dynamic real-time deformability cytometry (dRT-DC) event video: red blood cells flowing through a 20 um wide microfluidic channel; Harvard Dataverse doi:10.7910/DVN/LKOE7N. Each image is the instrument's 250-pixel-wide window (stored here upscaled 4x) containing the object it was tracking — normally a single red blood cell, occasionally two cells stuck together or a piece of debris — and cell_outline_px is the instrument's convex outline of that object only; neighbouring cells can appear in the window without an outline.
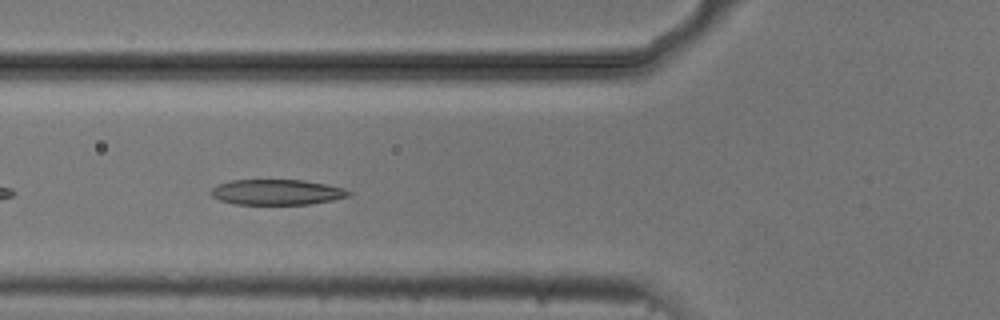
{"species": "common noctule bat (a hibernating species)", "species_latin": "Nyctalus noctula", "temperature_condition": "cold", "stored_images_in_passage": 10, "camera_frame_rate_fps": 3000, "um_per_image_px": 0.085, "animal": {"sex": "male", "body_mass_g": 20.5, "forearm_length_mm": 52.5}, "frame": {"image": 1, "passage_image": 5, "time_ms": 1.333, "image_size_px": [1000, 320], "cell_outline_px": [[352, 192], [348, 196], [332, 200], [308, 204], [236, 204], [220, 200], [212, 196], [208, 192], [216, 184], [232, 180], [304, 180], [328, 184], [344, 188]], "centroid_in_image_um": [23.51, 16.32], "position_along_channel_um": 102.3, "area_um2": 20.46}}
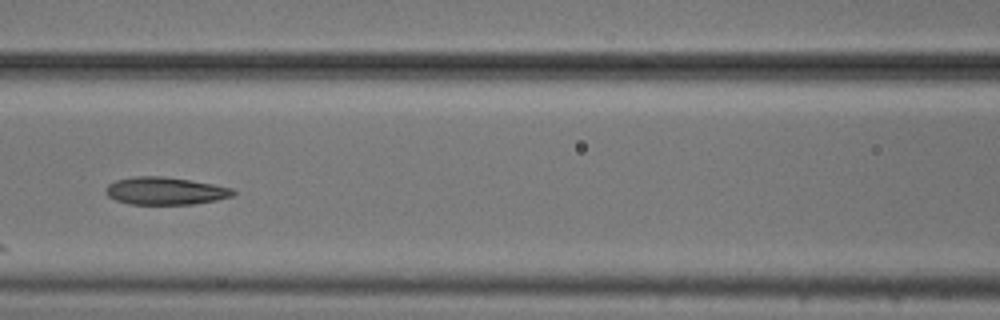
{"frame": {"image": 2, "passage_image": 6, "time_ms": 1.667, "image_size_px": [1000, 320], "cell_outline_px": [[236, 192], [232, 196], [216, 200], [192, 204], [128, 204], [116, 200], [108, 196], [104, 192], [104, 188], [108, 184], [116, 180], [136, 176], [164, 176], [212, 184], [232, 188]], "centroid_in_image_um": [14.0, 16.23], "position_along_channel_um": 152.6, "area_um2": 20.4}}